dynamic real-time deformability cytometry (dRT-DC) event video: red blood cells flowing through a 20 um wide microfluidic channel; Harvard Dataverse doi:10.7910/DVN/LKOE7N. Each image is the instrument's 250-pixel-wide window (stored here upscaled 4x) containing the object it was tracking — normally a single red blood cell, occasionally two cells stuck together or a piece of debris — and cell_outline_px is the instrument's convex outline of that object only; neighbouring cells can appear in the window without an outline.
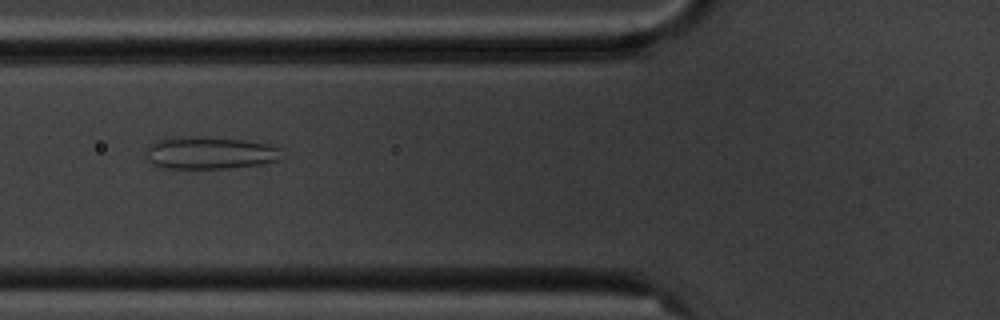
{"species": "common noctule bat (a hibernating species)", "species_latin": "Nyctalus noctula", "temperature_condition": "cold", "stored_images_in_passage": 10, "camera_frame_rate_fps": 3000, "um_per_image_px": 0.085, "animal": {"sex": "male", "body_mass_g": 20.1, "forearm_length_mm": 53.5}, "frame": {"image": 1, "passage_image": 6, "time_ms": 6.0, "image_size_px": [1000, 320], "cell_outline_px": [[280, 160], [260, 164], [224, 168], [160, 168], [152, 164], [148, 160], [148, 144], [156, 140], [172, 136], [200, 136], [244, 140], [268, 144], [280, 148]], "centroid_in_image_um": [17.78, 12.98], "position_along_channel_um": 108.0, "area_um2": 25.72}}